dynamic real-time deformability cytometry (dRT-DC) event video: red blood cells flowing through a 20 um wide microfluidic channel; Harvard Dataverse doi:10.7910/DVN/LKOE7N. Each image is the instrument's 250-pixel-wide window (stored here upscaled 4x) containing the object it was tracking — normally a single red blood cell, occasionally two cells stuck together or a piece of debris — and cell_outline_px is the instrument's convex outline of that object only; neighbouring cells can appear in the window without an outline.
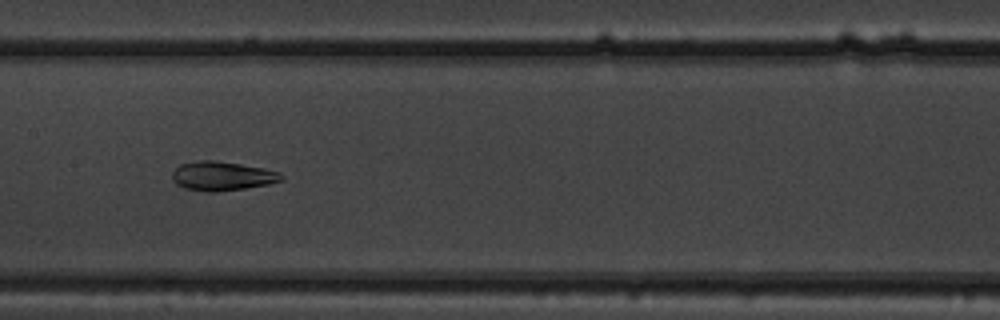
{"species": "common noctule bat (a hibernating species)", "species_latin": "Nyctalus noctula", "temperature_condition": "warm", "stored_images_in_passage": 36, "camera_frame_rate_fps": 3000, "um_per_image_px": 0.085, "animal": {"sex": "male", "body_mass_g": 19.5, "forearm_length_mm": 54.6}, "frame": {"image": 1, "passage_image": 11, "time_ms": 3.333, "image_size_px": [1000, 320], "cell_outline_px": [[284, 180], [268, 184], [244, 188], [216, 192], [204, 192], [184, 188], [176, 184], [172, 180], [172, 172], [180, 164], [196, 160], [212, 160], [240, 164], [264, 168], [280, 172], [284, 176]], "centroid_in_image_um": [18.87, 14.96], "position_along_channel_um": 188.5, "area_um2": 18.67}}
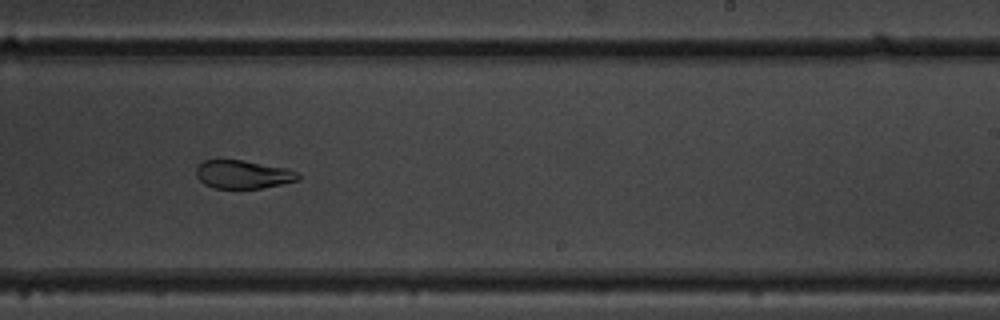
{"frame": {"image": 2, "passage_image": 17, "time_ms": 5.333, "image_size_px": [1000, 320], "cell_outline_px": [[300, 180], [260, 188], [216, 188], [204, 184], [196, 176], [196, 168], [204, 160], [244, 160], [288, 168], [296, 172], [300, 176]], "centroid_in_image_um": [20.66, 14.82], "position_along_channel_um": 268.3, "area_um2": 16.76}}
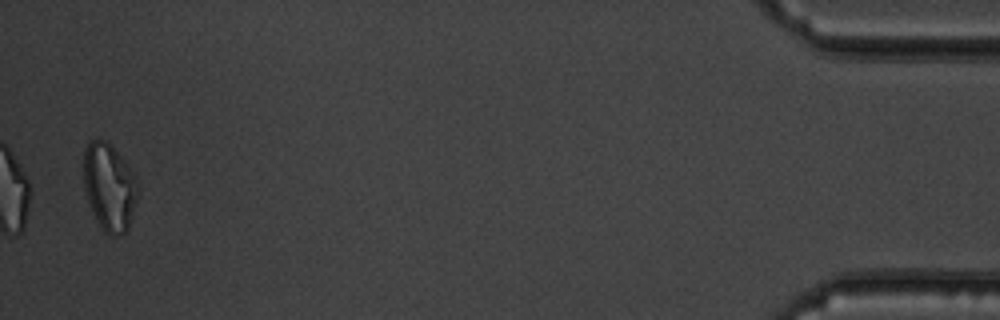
{"frame": {"image": 3, "passage_image": 35, "time_ms": 11.333, "image_size_px": [1000, 320], "cell_outline_px": [[140, 192], [128, 228], [120, 236], [112, 236], [104, 232], [100, 228], [92, 212], [84, 188], [84, 148], [88, 140], [104, 140], [112, 144], [136, 176]], "centroid_in_image_um": [9.31, 15.9], "position_along_channel_um": 425.9, "area_um2": 28.09}, "authors_computed_cell_mechanics": {"area_um2": 19.3919, "velocity_mm_per_s": 4.0141, "shape_relaxation_time_tau1_ms": null, "shape_relaxation_time_tau2_ms": 9.9537, "deformation_change_tau1": null, "deformation_change_tau2": 0.0791}}